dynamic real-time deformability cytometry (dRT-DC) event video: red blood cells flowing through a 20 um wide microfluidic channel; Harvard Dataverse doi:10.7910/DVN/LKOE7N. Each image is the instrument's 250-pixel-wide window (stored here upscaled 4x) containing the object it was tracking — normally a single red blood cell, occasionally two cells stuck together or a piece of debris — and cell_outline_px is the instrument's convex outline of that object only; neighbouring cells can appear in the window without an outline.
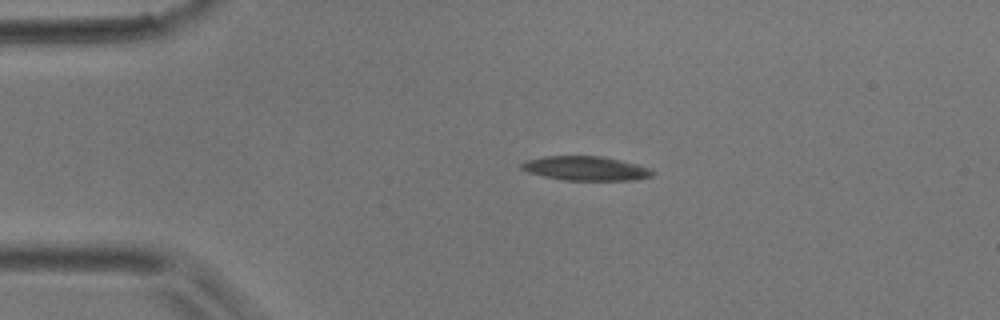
{"species": "common noctule bat (a hibernating species)", "species_latin": "Nyctalus noctula", "temperature_condition": "room temperature", "stored_images_in_passage": 3, "camera_frame_rate_fps": 3000, "um_per_image_px": 0.085, "animal": {"sex": "male", "body_mass_g": 17.9}, "frame": {"image": 1, "passage_image": 1, "time_ms": 0.0, "image_size_px": [1000, 320], "cell_outline_px": [[656, 172], [652, 176], [636, 180], [564, 180], [544, 176], [528, 172], [520, 168], [520, 164], [524, 160], [544, 156], [600, 156], [620, 160], [636, 164], [648, 168]], "centroid_in_image_um": [49.76, 14.31], "position_along_channel_um": 35.2, "area_um2": 18.5}}
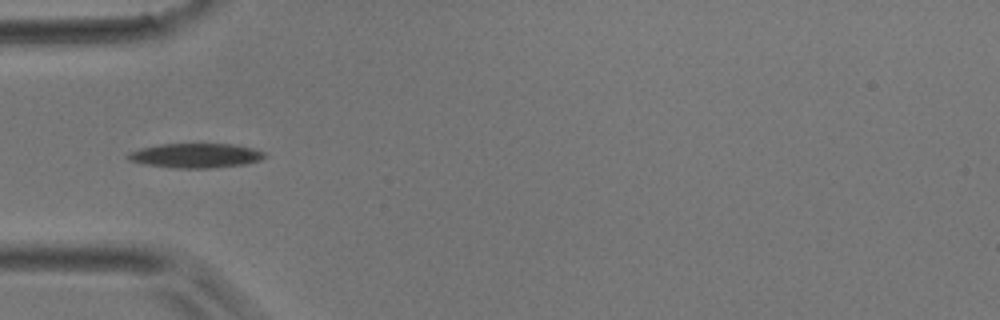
{"frame": {"image": 2, "passage_image": 2, "time_ms": 0.333, "image_size_px": [1000, 320], "cell_outline_px": [[268, 156], [260, 160], [244, 164], [212, 168], [172, 168], [148, 164], [128, 160], [124, 156], [128, 152], [140, 148], [160, 144], [232, 144], [252, 148], [264, 152]], "centroid_in_image_um": [16.61, 13.22], "position_along_channel_um": 68.4, "area_um2": 19.54}}
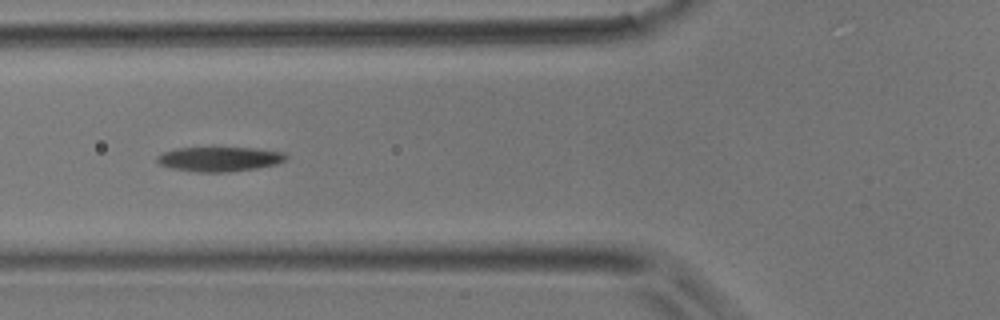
{"frame": {"image": 3, "passage_image": 3, "time_ms": 0.667, "image_size_px": [1000, 320], "cell_outline_px": [[288, 156], [284, 160], [276, 164], [256, 168], [228, 172], [196, 172], [172, 168], [160, 164], [156, 160], [156, 156], [164, 152], [176, 148], [252, 148], [284, 152]], "centroid_in_image_um": [18.64, 13.52], "position_along_channel_um": 107.2, "area_um2": 18.32}}